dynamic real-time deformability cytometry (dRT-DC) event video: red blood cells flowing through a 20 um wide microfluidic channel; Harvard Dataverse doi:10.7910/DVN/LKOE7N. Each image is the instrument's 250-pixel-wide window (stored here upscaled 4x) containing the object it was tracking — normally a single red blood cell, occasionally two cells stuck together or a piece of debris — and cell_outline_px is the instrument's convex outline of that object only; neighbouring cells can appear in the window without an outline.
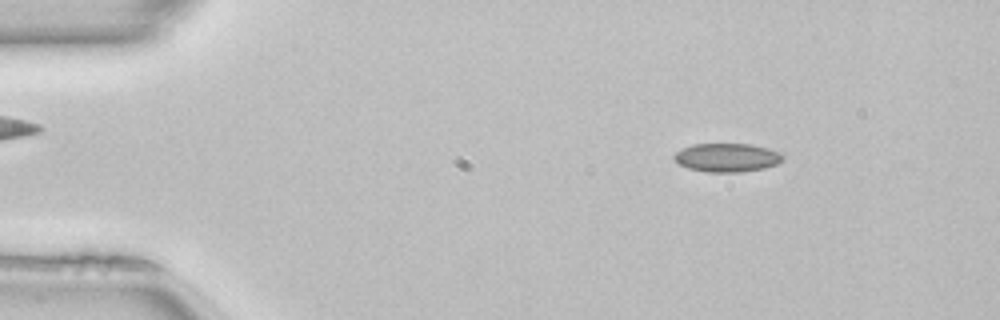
{"species": "common noctule bat (a hibernating species)", "species_latin": "Nyctalus noctula", "temperature_condition": "room temperature", "stored_images_in_passage": 50, "camera_frame_rate_fps": 3000, "um_per_image_px": 0.085, "animal": {"sex": "female", "body_mass_g": 22.7, "forearm_length_mm": 54.2}, "frame": {"image": 1, "passage_image": 7, "time_ms": 2.0, "image_size_px": [1000, 320], "cell_outline_px": [[784, 156], [776, 164], [764, 168], [740, 172], [704, 172], [688, 168], [680, 164], [672, 156], [676, 152], [692, 144], [748, 144], [768, 148], [780, 152]], "centroid_in_image_um": [61.78, 13.39], "position_along_channel_um": 23.2, "area_um2": 17.98}}
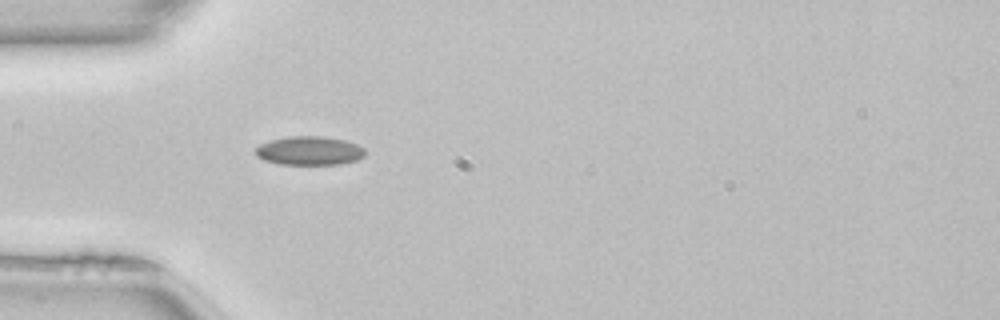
{"frame": {"image": 2, "passage_image": 15, "time_ms": 4.667, "image_size_px": [1000, 320], "cell_outline_px": [[364, 156], [356, 160], [340, 164], [280, 164], [264, 160], [256, 156], [256, 148], [260, 144], [272, 140], [288, 136], [324, 136], [344, 140], [356, 144], [364, 148]], "centroid_in_image_um": [26.29, 12.81], "position_along_channel_um": 58.7, "area_um2": 18.26}}
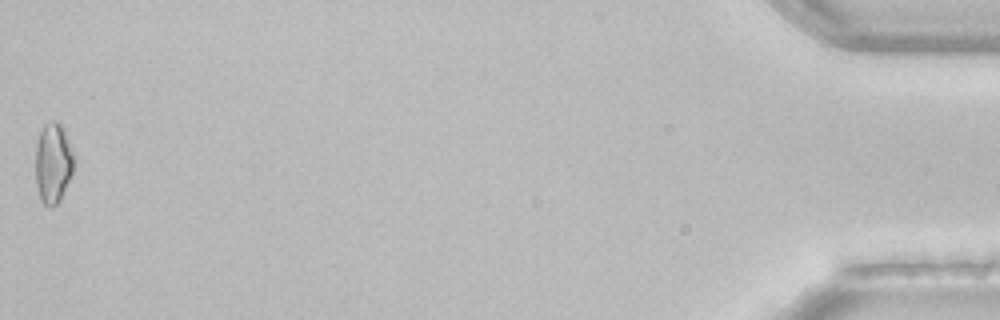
{"frame": {"image": 3, "passage_image": 50, "time_ms": 16.333, "image_size_px": [1000, 320], "cell_outline_px": [[76, 164], [60, 200], [56, 204], [48, 208], [40, 200], [36, 184], [36, 144], [40, 132], [44, 124], [52, 120], [56, 120], [64, 128], [68, 136], [76, 156]], "centroid_in_image_um": [4.55, 13.83], "position_along_channel_um": 430.7, "area_um2": 18.5}, "authors_computed_cell_mechanics": {"area_um2": 17.629, "velocity_mm_per_s": 4.0866, "shape_relaxation_time_tau1_ms": null, "shape_relaxation_time_tau2_ms": 2.8548, "deformation_change_tau1": null, "deformation_change_tau2": 0.0826}}